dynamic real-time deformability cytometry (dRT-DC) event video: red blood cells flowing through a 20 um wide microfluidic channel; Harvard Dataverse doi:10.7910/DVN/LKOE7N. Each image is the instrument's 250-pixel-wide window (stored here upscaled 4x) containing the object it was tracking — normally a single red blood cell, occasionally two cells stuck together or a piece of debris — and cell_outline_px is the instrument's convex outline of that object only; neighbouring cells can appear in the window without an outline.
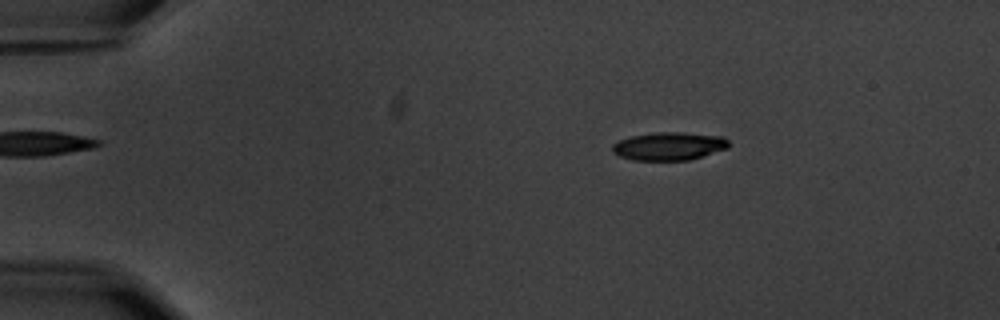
{"species": "common noctule bat (a hibernating species)", "species_latin": "Nyctalus noctula", "temperature_condition": "warm", "stored_images_in_passage": 17, "camera_frame_rate_fps": 3000, "um_per_image_px": 0.085, "animal": {"sex": "male", "body_mass_g": 20.1, "forearm_length_mm": 53.5}, "frame": {"image": 1, "passage_image": 10, "time_ms": 3.0, "image_size_px": [1000, 320], "cell_outline_px": [[728, 148], [688, 160], [632, 160], [620, 156], [612, 152], [612, 144], [620, 140], [632, 136], [656, 132], [684, 132], [724, 136], [728, 140]], "centroid_in_image_um": [56.87, 12.41], "position_along_channel_um": 28.1, "area_um2": 19.02}}